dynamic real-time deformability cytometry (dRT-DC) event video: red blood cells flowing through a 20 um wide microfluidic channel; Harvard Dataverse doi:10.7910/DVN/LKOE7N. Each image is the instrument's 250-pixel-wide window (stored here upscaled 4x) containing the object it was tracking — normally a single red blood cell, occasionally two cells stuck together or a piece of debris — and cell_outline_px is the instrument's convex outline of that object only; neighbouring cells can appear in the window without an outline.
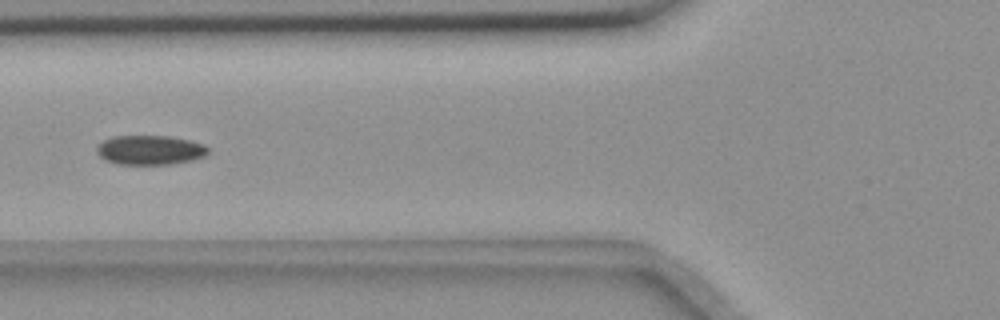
{"species": "common noctule bat (a hibernating species)", "species_latin": "Nyctalus noctula", "temperature_condition": "room temperature", "stored_images_in_passage": 7, "camera_frame_rate_fps": 3000, "um_per_image_px": 0.085, "animal": {"sex": "female", "body_mass_g": 18.4}, "frame": {"image": 1, "passage_image": 7, "time_ms": 6.667, "image_size_px": [1000, 320], "cell_outline_px": [[208, 152], [204, 156], [192, 160], [168, 164], [120, 164], [104, 160], [96, 152], [96, 148], [104, 140], [112, 136], [172, 136], [204, 144], [208, 148]], "centroid_in_image_um": [12.74, 12.75], "position_along_channel_um": 113.1, "area_um2": 19.02}}